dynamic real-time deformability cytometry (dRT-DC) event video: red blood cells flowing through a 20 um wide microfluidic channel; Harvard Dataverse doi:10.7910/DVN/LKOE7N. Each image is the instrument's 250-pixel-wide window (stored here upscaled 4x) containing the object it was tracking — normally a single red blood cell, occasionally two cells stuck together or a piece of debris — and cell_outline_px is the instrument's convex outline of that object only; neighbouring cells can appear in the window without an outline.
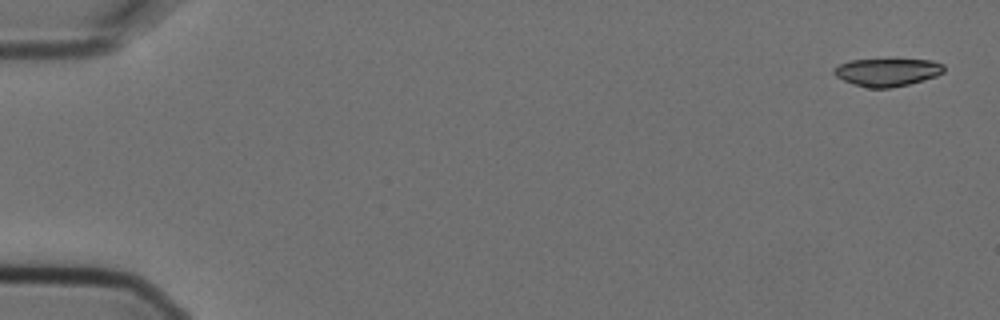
{"species": "Egyptian fruit bat (a non-hibernating species)", "species_latin": "Rousettus aegyptiacus", "temperature_condition": "cold", "stored_images_in_passage": 5, "camera_frame_rate_fps": 3000, "um_per_image_px": 0.085, "animal": {"sex": "female"}, "frame": {"image": 1, "passage_image": 1, "time_ms": 0.0, "image_size_px": [1000, 320], "cell_outline_px": [[944, 72], [936, 76], [908, 84], [888, 88], [868, 88], [844, 80], [836, 76], [832, 72], [832, 68], [848, 60], [932, 60], [944, 64]], "centroid_in_image_um": [75.4, 6.13], "position_along_channel_um": 9.6, "area_um2": 17.63}}
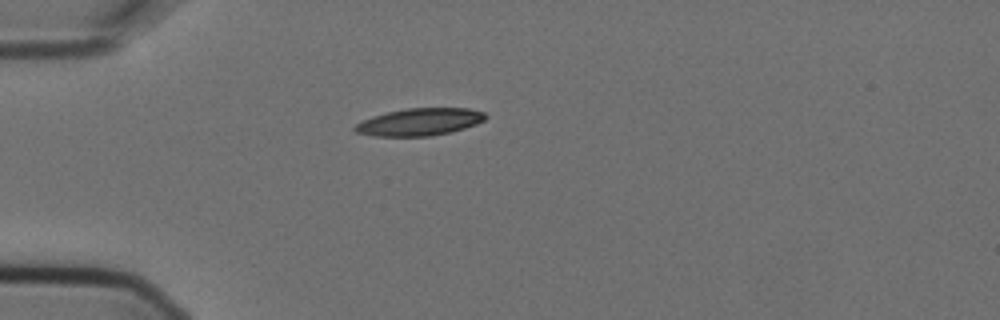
{"frame": {"image": 2, "passage_image": 5, "time_ms": 1.333, "image_size_px": [1000, 320], "cell_outline_px": [[488, 116], [484, 120], [476, 124], [452, 132], [432, 136], [372, 136], [356, 132], [352, 128], [356, 124], [372, 116], [388, 112], [408, 108], [468, 108], [484, 112]], "centroid_in_image_um": [35.68, 10.37], "position_along_channel_um": 49.3, "area_um2": 20.81}}